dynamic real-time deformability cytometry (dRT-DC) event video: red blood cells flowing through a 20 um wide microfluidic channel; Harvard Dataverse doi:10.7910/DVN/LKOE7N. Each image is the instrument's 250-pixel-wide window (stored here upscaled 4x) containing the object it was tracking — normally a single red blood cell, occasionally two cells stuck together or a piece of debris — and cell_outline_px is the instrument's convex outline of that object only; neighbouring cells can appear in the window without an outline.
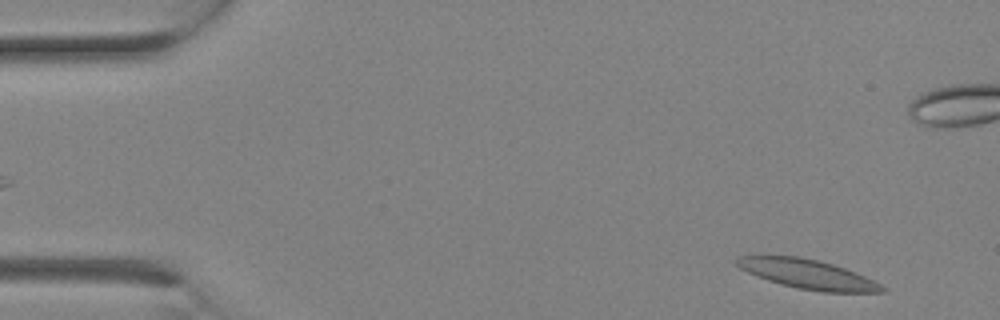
{"species": "Egyptian fruit bat (a non-hibernating species)", "species_latin": "Rousettus aegyptiacus", "temperature_condition": "room temperature", "stored_images_in_passage": 11, "segment_of_instrument_passage": [1, 2], "camera_frame_rate_fps": 3000, "um_per_image_px": 0.085, "animal": {"sex": "female"}, "frame": {"image": 1, "passage_image": 1, "time_ms": 0.0, "image_size_px": [1000, 320], "cell_outline_px": [[884, 292], [824, 292], [800, 288], [780, 284], [768, 280], [748, 272], [740, 268], [736, 264], [736, 260], [740, 256], [800, 256], [832, 264], [856, 272], [880, 284], [884, 288]], "centroid_in_image_um": [68.65, 23.3], "position_along_channel_um": 16.3, "area_um2": 24.33}}
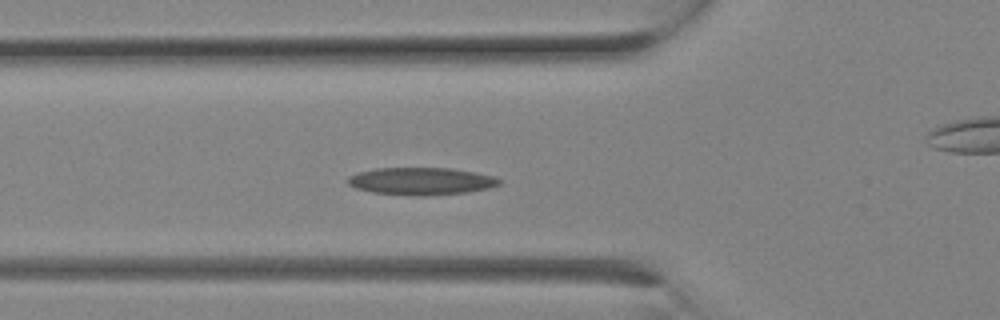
{"frame": {"image": 2, "passage_image": 8, "time_ms": 2.333, "image_size_px": [1000, 320], "cell_outline_px": [[504, 180], [500, 184], [488, 188], [468, 192], [420, 196], [416, 196], [372, 192], [356, 188], [348, 184], [348, 176], [356, 172], [376, 168], [448, 168], [496, 176]], "centroid_in_image_um": [35.8, 15.4], "position_along_channel_um": 90.0, "area_um2": 24.22}}
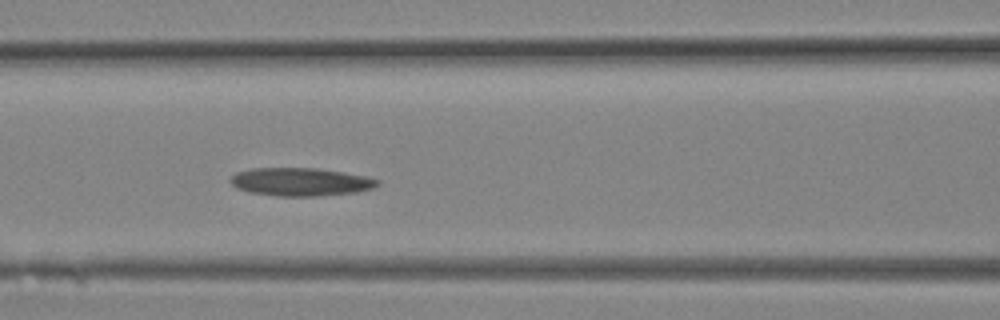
{"frame": {"image": 3, "passage_image": 10, "time_ms": 3.0, "image_size_px": [1000, 320], "cell_outline_px": [[380, 184], [372, 188], [356, 192], [316, 196], [276, 196], [252, 192], [236, 188], [232, 184], [232, 176], [236, 172], [252, 168], [316, 168], [344, 172], [368, 176], [380, 180]], "centroid_in_image_um": [25.59, 15.45], "position_along_channel_um": 141.0, "area_um2": 24.04}}